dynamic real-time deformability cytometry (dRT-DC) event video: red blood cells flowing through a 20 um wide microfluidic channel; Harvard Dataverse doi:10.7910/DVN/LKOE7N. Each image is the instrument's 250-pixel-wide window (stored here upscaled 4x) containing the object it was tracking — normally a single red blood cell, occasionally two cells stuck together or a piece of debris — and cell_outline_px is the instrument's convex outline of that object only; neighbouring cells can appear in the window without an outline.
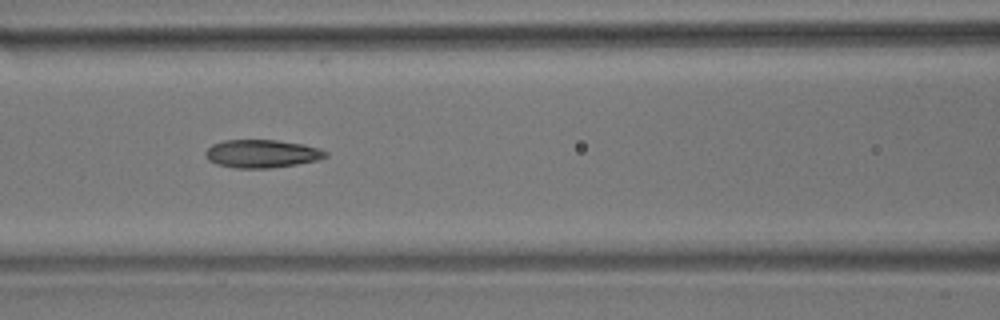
{"species": "common noctule bat (a hibernating species)", "species_latin": "Nyctalus noctula", "temperature_condition": "room temperature", "stored_images_in_passage": 11, "camera_frame_rate_fps": 3000, "um_per_image_px": 0.085, "animal": {"sex": "male", "body_mass_g": 17.9}, "frame": {"image": 1, "passage_image": 7, "time_ms": 2.0, "image_size_px": [1000, 320], "cell_outline_px": [[328, 156], [320, 160], [272, 168], [236, 168], [216, 164], [208, 160], [204, 156], [204, 152], [212, 144], [224, 140], [276, 140], [304, 144], [320, 148], [328, 152]], "centroid_in_image_um": [22.27, 13.06], "position_along_channel_um": 144.3, "area_um2": 19.88}}
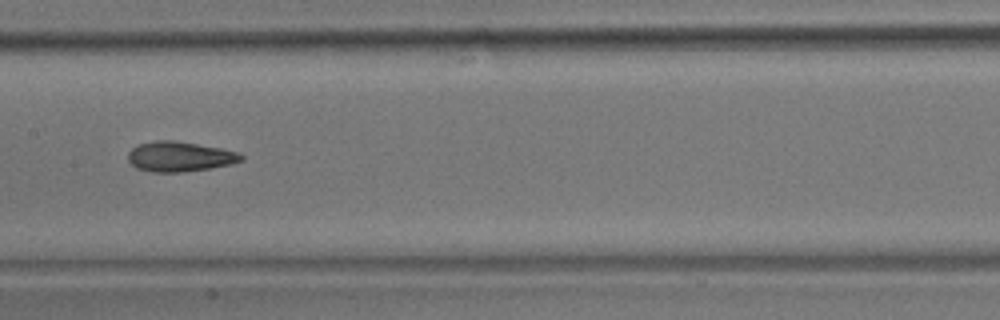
{"frame": {"image": 2, "passage_image": 8, "time_ms": 2.333, "image_size_px": [1000, 320], "cell_outline_px": [[244, 160], [228, 164], [208, 168], [184, 172], [152, 172], [136, 168], [128, 160], [128, 152], [136, 144], [156, 140], [172, 140], [220, 148], [240, 152], [244, 156]], "centroid_in_image_um": [15.25, 13.3], "position_along_channel_um": 192.2, "area_um2": 19.77}}
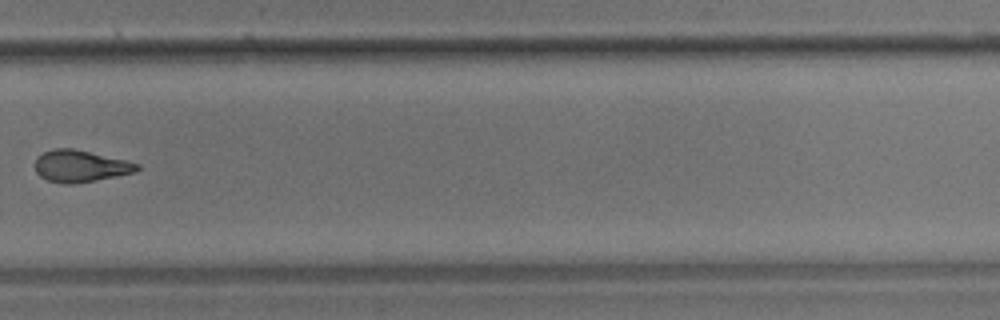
{"frame": {"image": 3, "passage_image": 11, "time_ms": 3.333, "image_size_px": [1000, 320], "cell_outline_px": [[140, 168], [136, 172], [96, 180], [72, 184], [64, 184], [48, 180], [40, 176], [36, 172], [36, 160], [44, 152], [56, 148], [72, 148], [124, 160], [140, 164]], "centroid_in_image_um": [6.84, 14.13], "position_along_channel_um": 323.0, "area_um2": 18.61}}